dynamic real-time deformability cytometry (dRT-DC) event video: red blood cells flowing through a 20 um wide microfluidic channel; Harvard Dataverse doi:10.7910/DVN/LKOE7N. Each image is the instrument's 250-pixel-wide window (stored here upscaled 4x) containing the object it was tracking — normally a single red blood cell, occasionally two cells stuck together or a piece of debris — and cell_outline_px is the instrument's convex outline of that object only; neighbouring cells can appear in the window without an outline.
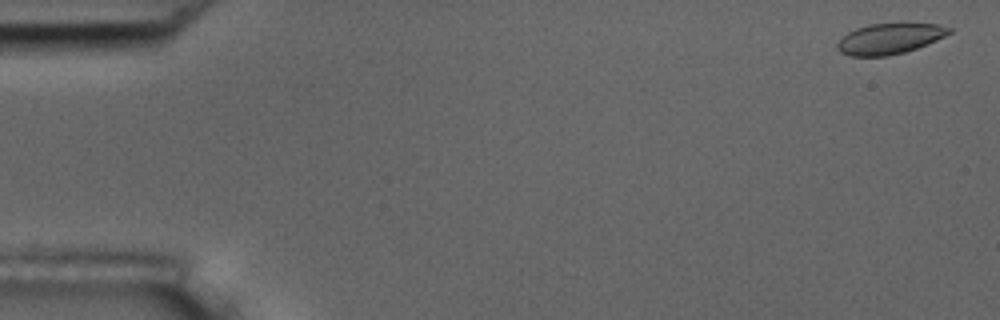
{"species": "common noctule bat (a hibernating species)", "species_latin": "Nyctalus noctula", "temperature_condition": "room temperature", "stored_images_in_passage": 3, "camera_frame_rate_fps": 3000, "um_per_image_px": 0.085, "animal": {"sex": "male", "body_mass_g": 17.5, "forearm_length_mm": 52.3}, "frame": {"image": 1, "passage_image": 1, "time_ms": 0.0, "image_size_px": [1000, 320], "cell_outline_px": [[952, 32], [936, 40], [916, 48], [904, 52], [888, 56], [852, 56], [840, 52], [836, 48], [836, 44], [848, 32], [856, 28], [872, 24], [940, 24], [952, 28]], "centroid_in_image_um": [75.61, 3.29], "position_along_channel_um": 9.4, "area_um2": 19.71}}